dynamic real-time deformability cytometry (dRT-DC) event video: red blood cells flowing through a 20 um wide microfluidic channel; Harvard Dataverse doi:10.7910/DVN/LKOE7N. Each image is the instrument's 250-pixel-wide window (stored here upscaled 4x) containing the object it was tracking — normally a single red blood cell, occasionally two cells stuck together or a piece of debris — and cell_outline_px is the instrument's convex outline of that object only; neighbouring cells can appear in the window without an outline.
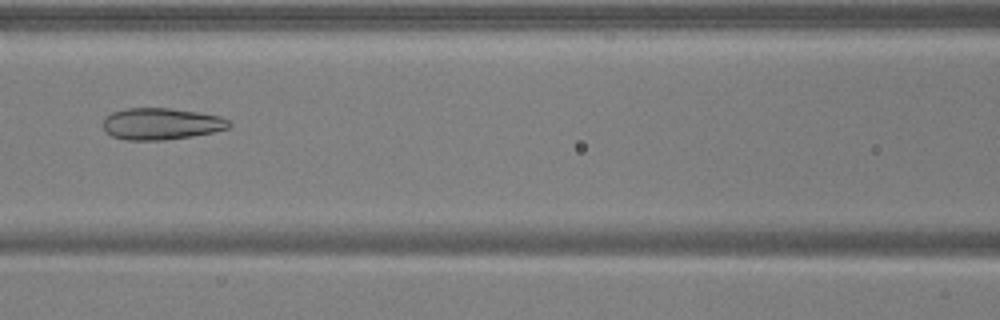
{"species": "common noctule bat (a hibernating species)", "species_latin": "Nyctalus noctula", "temperature_condition": "warm", "stored_images_in_passage": 6, "camera_frame_rate_fps": 3000, "um_per_image_px": 0.085, "animal": {"sex": "male", "body_mass_g": 17.9, "forearm_length_mm": 54.2}, "frame": {"image": 1, "passage_image": 6, "time_ms": 1.667, "image_size_px": [1000, 320], "cell_outline_px": [[232, 124], [228, 128], [212, 132], [192, 136], [164, 140], [124, 140], [112, 136], [104, 132], [104, 116], [112, 112], [124, 108], [168, 108], [200, 112], [220, 116], [228, 120]], "centroid_in_image_um": [13.67, 10.52], "position_along_channel_um": 152.9, "area_um2": 23.41}}